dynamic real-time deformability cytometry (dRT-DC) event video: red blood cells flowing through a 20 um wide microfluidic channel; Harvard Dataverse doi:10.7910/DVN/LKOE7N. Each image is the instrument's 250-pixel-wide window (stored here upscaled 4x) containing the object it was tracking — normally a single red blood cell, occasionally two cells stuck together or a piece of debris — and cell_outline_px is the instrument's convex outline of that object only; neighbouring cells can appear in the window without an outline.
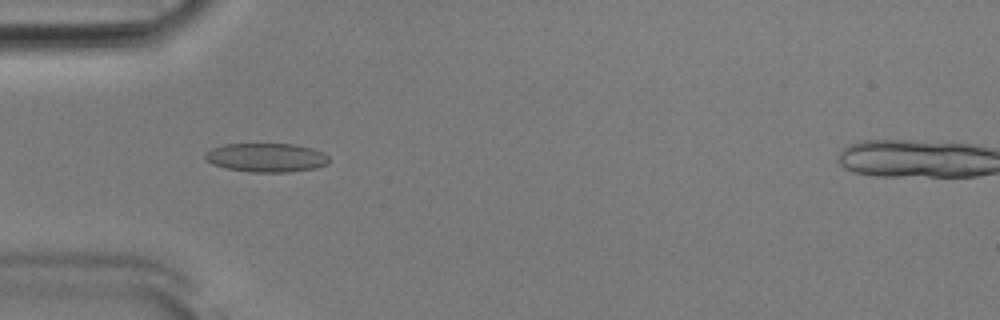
{"species": "Egyptian fruit bat (a non-hibernating species)", "species_latin": "Rousettus aegyptiacus", "temperature_condition": "room temperature", "stored_images_in_passage": 50, "camera_frame_rate_fps": 3000, "um_per_image_px": 0.085, "animal": {"sex": "male"}, "frame": {"image": 1, "passage_image": 14, "time_ms": 4.333, "image_size_px": [1000, 320], "cell_outline_px": [[328, 164], [316, 168], [288, 172], [252, 172], [228, 168], [212, 164], [204, 160], [204, 152], [212, 148], [224, 144], [296, 144], [312, 148], [324, 152], [328, 156]], "centroid_in_image_um": [22.63, 13.39], "position_along_channel_um": 62.4, "area_um2": 20.98}}
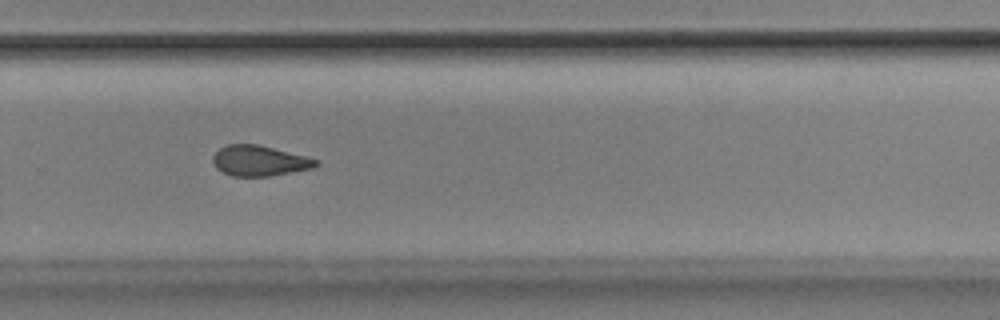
{"frame": {"image": 2, "passage_image": 33, "time_ms": 10.667, "image_size_px": [1000, 320], "cell_outline_px": [[320, 164], [316, 168], [268, 176], [232, 176], [216, 168], [212, 160], [212, 156], [220, 148], [228, 144], [260, 144], [320, 160]], "centroid_in_image_um": [22.09, 13.66], "position_along_channel_um": 307.7, "area_um2": 18.44}}
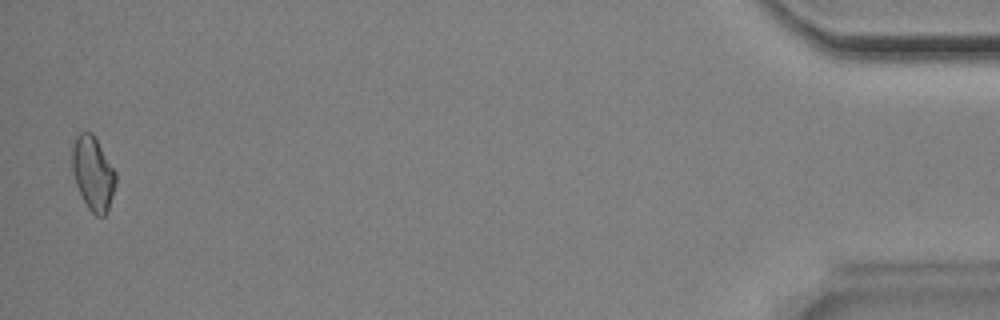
{"frame": {"image": 3, "passage_image": 49, "time_ms": 16.0, "image_size_px": [1000, 320], "cell_outline_px": [[116, 184], [108, 208], [104, 216], [96, 216], [88, 208], [76, 184], [72, 172], [72, 148], [76, 136], [80, 132], [92, 132], [116, 172]], "centroid_in_image_um": [7.9, 14.72], "position_along_channel_um": 427.3, "area_um2": 18.55}, "authors_computed_cell_mechanics": {"area_um2": 19.3919, "velocity_mm_per_s": 3.9119, "shape_relaxation_time_tau1_ms": null, "shape_relaxation_time_tau2_ms": 2.5118, "deformation_change_tau1": null, "deformation_change_tau2": 0.0781}}